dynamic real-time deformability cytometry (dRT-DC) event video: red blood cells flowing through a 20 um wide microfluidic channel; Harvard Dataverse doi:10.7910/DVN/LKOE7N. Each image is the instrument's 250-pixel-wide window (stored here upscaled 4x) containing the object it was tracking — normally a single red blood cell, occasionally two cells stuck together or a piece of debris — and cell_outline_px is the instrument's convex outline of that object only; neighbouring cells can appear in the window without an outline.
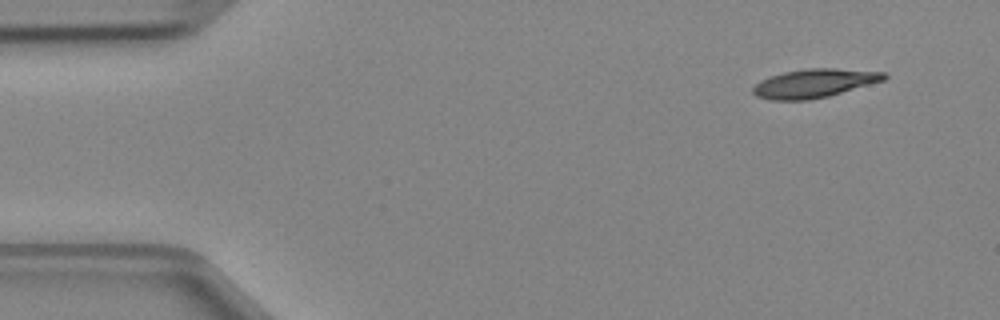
{"species": "Egyptian fruit bat (a non-hibernating species)", "species_latin": "Rousettus aegyptiacus", "temperature_condition": "cold", "stored_images_in_passage": 4, "camera_frame_rate_fps": 3000, "um_per_image_px": 0.085, "animal": {"sex": "female"}, "frame": {"image": 1, "passage_image": 1, "time_ms": 0.0, "image_size_px": [1000, 320], "cell_outline_px": [[888, 76], [884, 80], [828, 96], [808, 100], [768, 100], [756, 96], [752, 92], [752, 88], [760, 80], [784, 72], [808, 68], [836, 68], [884, 72]], "centroid_in_image_um": [69.19, 7.08], "position_along_channel_um": 15.8, "area_um2": 21.79}}